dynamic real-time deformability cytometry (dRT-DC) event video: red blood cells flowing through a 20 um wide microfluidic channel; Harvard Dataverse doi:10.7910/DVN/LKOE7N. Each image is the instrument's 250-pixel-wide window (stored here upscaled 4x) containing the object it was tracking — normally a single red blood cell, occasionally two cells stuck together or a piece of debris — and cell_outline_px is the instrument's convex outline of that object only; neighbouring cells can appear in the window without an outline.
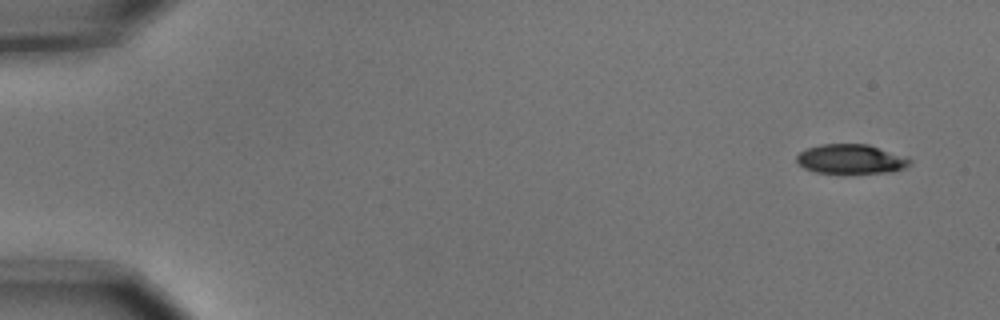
{"species": "common noctule bat (a hibernating species)", "species_latin": "Nyctalus noctula", "temperature_condition": "cold", "stored_images_in_passage": 6, "segment_of_instrument_passage": [1, 2], "camera_frame_rate_fps": 3000, "um_per_image_px": 0.085, "animal": {"sex": "male", "body_mass_g": 15.6}, "frame": {"image": 1, "passage_image": 1, "time_ms": 0.0, "image_size_px": [1000, 320], "cell_outline_px": [[912, 164], [904, 168], [892, 172], [840, 176], [816, 172], [804, 168], [796, 160], [796, 156], [800, 152], [808, 148], [820, 144], [868, 144], [908, 156], [912, 160]], "centroid_in_image_um": [72.38, 13.57], "position_along_channel_um": 12.6, "area_um2": 20.46}}
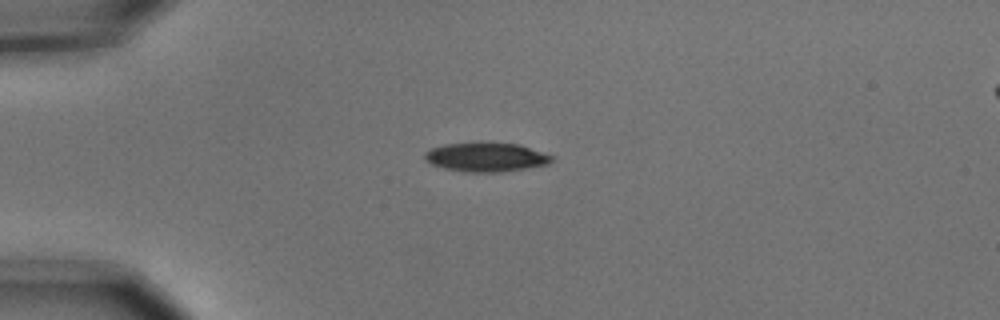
{"frame": {"image": 2, "passage_image": 4, "time_ms": 1.0, "image_size_px": [1000, 320], "cell_outline_px": [[556, 160], [548, 164], [528, 168], [500, 172], [464, 172], [444, 168], [432, 164], [424, 160], [424, 152], [428, 148], [444, 144], [472, 140], [488, 140], [520, 144], [556, 156]], "centroid_in_image_um": [41.33, 13.3], "position_along_channel_um": 43.7, "area_um2": 22.83}}